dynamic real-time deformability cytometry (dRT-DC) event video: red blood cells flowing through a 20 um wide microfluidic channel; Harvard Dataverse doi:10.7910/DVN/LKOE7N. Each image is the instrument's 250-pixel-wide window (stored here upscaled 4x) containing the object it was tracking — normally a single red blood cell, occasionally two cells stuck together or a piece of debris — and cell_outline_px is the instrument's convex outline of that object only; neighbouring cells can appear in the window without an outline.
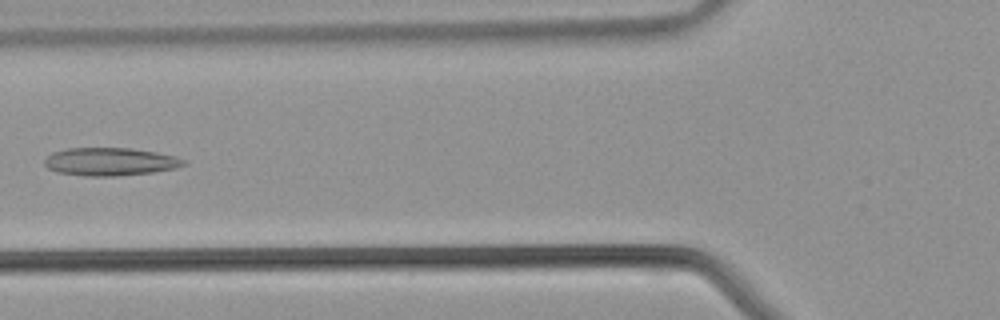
{"species": "common noctule bat (a hibernating species)", "species_latin": "Nyctalus noctula", "temperature_condition": "warm", "stored_images_in_passage": 37, "camera_frame_rate_fps": 3000, "um_per_image_px": 0.085, "animal": {"sex": "male", "body_mass_g": 21.5, "forearm_length_mm": 52.0}, "frame": {"image": 1, "passage_image": 11, "time_ms": 3.333, "image_size_px": [1000, 320], "cell_outline_px": [[188, 164], [172, 168], [152, 172], [116, 176], [84, 176], [56, 172], [48, 168], [44, 164], [44, 160], [48, 156], [56, 152], [68, 148], [128, 148], [156, 152], [172, 156], [184, 160]], "centroid_in_image_um": [9.32, 13.75], "position_along_channel_um": 116.5, "area_um2": 22.37}}
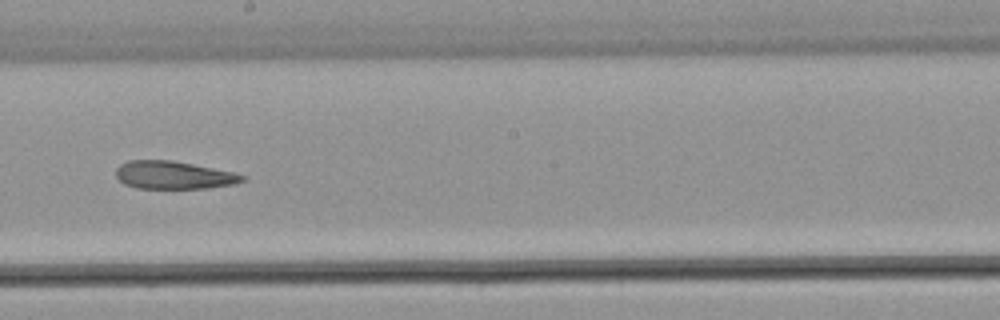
{"frame": {"image": 2, "passage_image": 18, "time_ms": 5.667, "image_size_px": [1000, 320], "cell_outline_px": [[244, 180], [232, 184], [208, 188], [136, 188], [124, 184], [116, 176], [116, 168], [120, 164], [128, 160], [172, 160], [232, 172], [244, 176]], "centroid_in_image_um": [14.69, 14.88], "position_along_channel_um": 233.5, "area_um2": 20.29}}
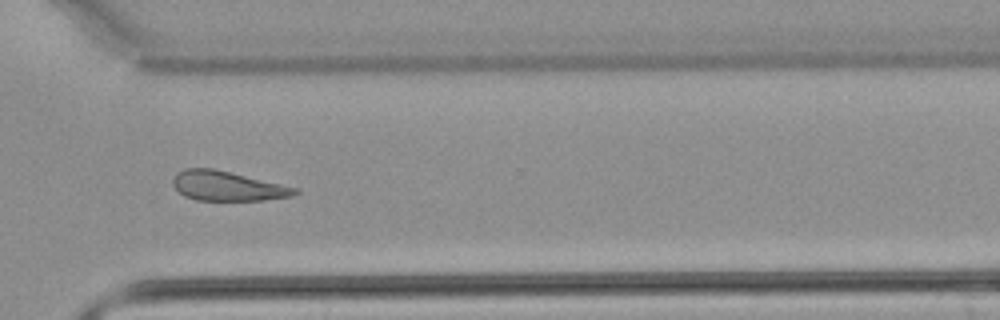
{"frame": {"image": 3, "passage_image": 25, "time_ms": 8.0, "image_size_px": [1000, 320], "cell_outline_px": [[300, 192], [292, 196], [264, 200], [196, 200], [184, 196], [172, 184], [172, 180], [176, 172], [184, 168], [212, 168], [280, 184], [296, 188]], "centroid_in_image_um": [19.28, 15.81], "position_along_channel_um": 351.3, "area_um2": 20.81}}